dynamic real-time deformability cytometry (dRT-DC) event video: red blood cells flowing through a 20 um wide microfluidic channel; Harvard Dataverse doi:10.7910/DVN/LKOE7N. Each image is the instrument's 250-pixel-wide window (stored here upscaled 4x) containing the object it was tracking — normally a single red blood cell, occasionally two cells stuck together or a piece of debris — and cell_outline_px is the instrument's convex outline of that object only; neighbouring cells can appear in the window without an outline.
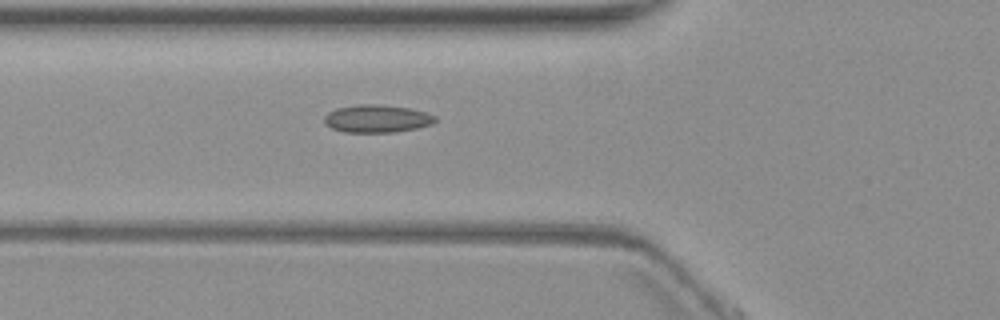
{"species": "common noctule bat (a hibernating species)", "species_latin": "Nyctalus noctula", "temperature_condition": "warm", "stored_images_in_passage": 6, "camera_frame_rate_fps": 3000, "um_per_image_px": 0.085, "animal": {"sex": "female", "body_mass_g": 19.3, "forearm_length_mm": 54.1}, "frame": {"image": 1, "passage_image": 5, "time_ms": 5.333, "image_size_px": [1000, 320], "cell_outline_px": [[436, 120], [432, 124], [416, 128], [396, 132], [344, 132], [332, 128], [324, 124], [324, 116], [328, 112], [336, 108], [360, 104], [380, 104], [408, 108], [424, 112], [436, 116]], "centroid_in_image_um": [32.01, 10.08], "position_along_channel_um": 93.8, "area_um2": 17.92}}